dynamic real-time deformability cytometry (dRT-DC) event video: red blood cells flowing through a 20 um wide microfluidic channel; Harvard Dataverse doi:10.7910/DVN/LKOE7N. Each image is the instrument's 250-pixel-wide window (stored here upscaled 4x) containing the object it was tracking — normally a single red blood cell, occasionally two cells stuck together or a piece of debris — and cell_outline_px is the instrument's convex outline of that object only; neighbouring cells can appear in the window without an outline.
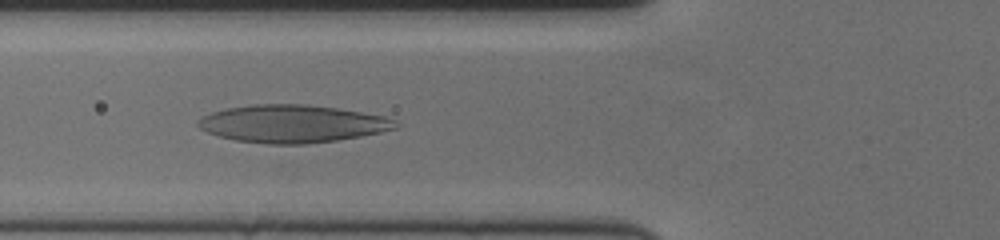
{"species": "human", "species_latin": "Homo sapiens", "temperature_condition": "cold", "stored_images_in_passage": 58, "camera_frame_rate_fps": 3000, "um_per_image_px": 0.085, "donor": {"sex": "female"}, "frame": {"image": 1, "passage_image": 21, "time_ms": 6.667, "image_size_px": [1000, 240], "cell_outline_px": [[400, 124], [396, 128], [380, 132], [360, 136], [336, 140], [304, 144], [268, 144], [236, 140], [220, 136], [208, 132], [200, 128], [196, 124], [196, 120], [200, 116], [224, 108], [252, 104], [308, 104], [336, 108], [384, 116], [396, 120]], "centroid_in_image_um": [24.81, 10.51], "position_along_channel_um": 101.0, "area_um2": 43.41}}
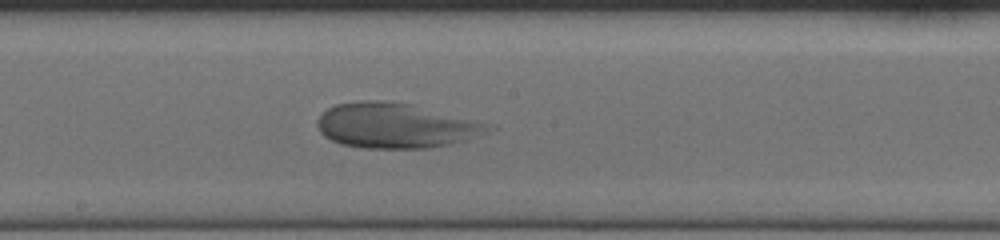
{"frame": {"image": 2, "passage_image": 31, "time_ms": 10.0, "image_size_px": [1000, 240], "cell_outline_px": [[496, 128], [488, 132], [464, 140], [448, 144], [428, 148], [364, 148], [340, 144], [324, 136], [320, 132], [316, 124], [316, 120], [328, 108], [336, 104], [356, 100], [392, 100], [412, 104], [496, 124]], "centroid_in_image_um": [33.66, 10.65], "position_along_channel_um": 214.5, "area_um2": 45.43}}
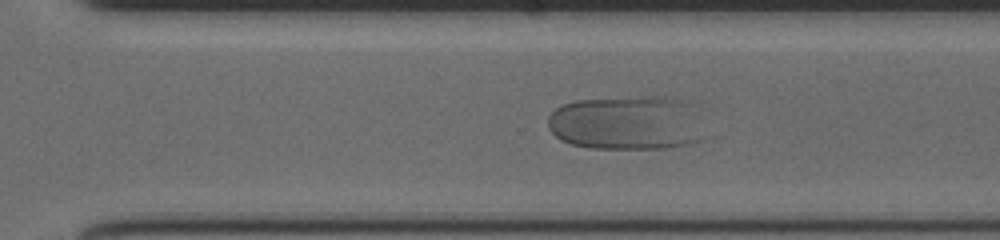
{"frame": {"image": 3, "passage_image": 40, "time_ms": 13.0, "image_size_px": [1000, 240], "cell_outline_px": [[700, 140], [688, 144], [664, 148], [592, 148], [572, 144], [560, 140], [548, 128], [548, 116], [556, 108], [564, 104], [576, 100], [660, 96], [664, 96], [680, 100]], "centroid_in_image_um": [53.0, 10.47], "position_along_channel_um": 317.6, "area_um2": 47.28}}